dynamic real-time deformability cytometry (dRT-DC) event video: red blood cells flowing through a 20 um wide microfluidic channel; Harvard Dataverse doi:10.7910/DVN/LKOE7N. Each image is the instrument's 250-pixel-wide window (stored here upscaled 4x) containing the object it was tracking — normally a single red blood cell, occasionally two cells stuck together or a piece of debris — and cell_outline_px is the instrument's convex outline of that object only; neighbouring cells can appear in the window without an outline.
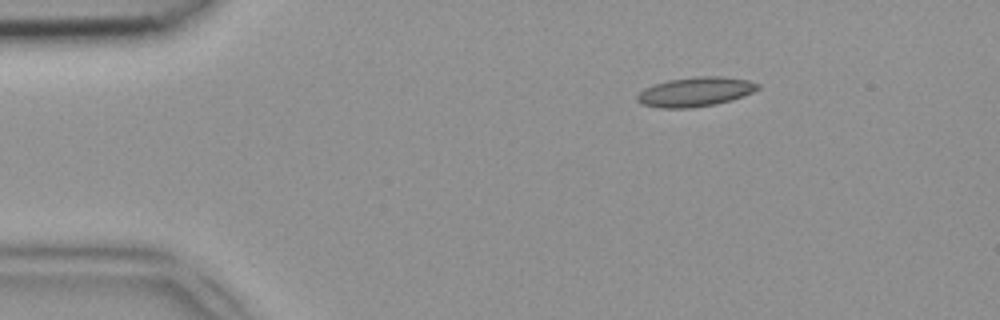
{"species": "common noctule bat (a hibernating species)", "species_latin": "Nyctalus noctula", "temperature_condition": "room temperature", "stored_images_in_passage": 41, "camera_frame_rate_fps": 3000, "um_per_image_px": 0.085, "animal": {"sex": "female", "body_mass_g": 18.4}, "frame": {"image": 1, "passage_image": 1, "time_ms": 0.0, "image_size_px": [1000, 320], "cell_outline_px": [[760, 88], [752, 92], [732, 100], [716, 104], [692, 108], [660, 108], [640, 104], [636, 100], [636, 96], [644, 88], [668, 80], [692, 76], [724, 76], [748, 80], [760, 84]], "centroid_in_image_um": [59.1, 7.8], "position_along_channel_um": 25.9, "area_um2": 20.87}}
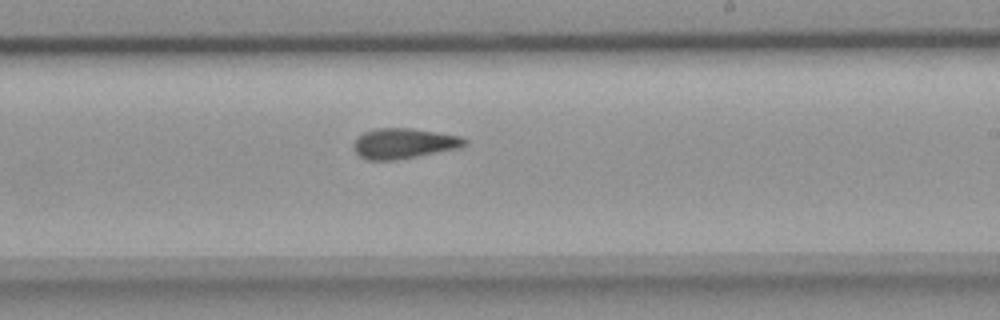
{"frame": {"image": 2, "passage_image": 22, "time_ms": 7.0, "image_size_px": [1000, 320], "cell_outline_px": [[468, 144], [460, 148], [396, 160], [364, 160], [352, 148], [352, 144], [356, 136], [364, 132], [376, 128], [412, 128], [460, 136], [468, 140]], "centroid_in_image_um": [34.3, 12.19], "position_along_channel_um": 254.7, "area_um2": 19.88}}
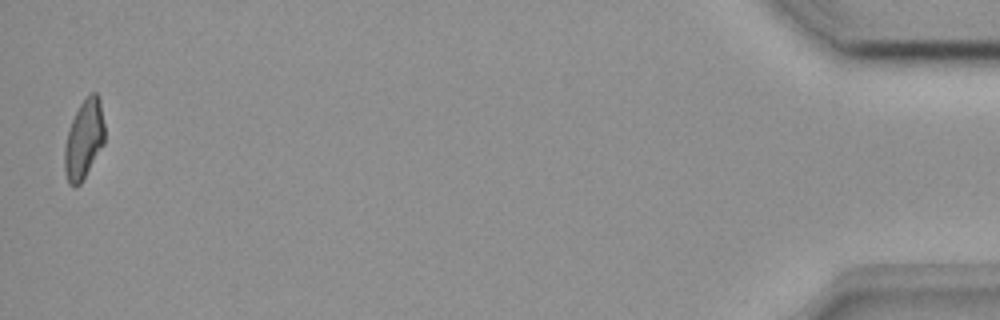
{"frame": {"image": 3, "passage_image": 41, "time_ms": 13.333, "image_size_px": [1000, 320], "cell_outline_px": [[104, 144], [80, 184], [68, 184], [64, 172], [64, 144], [68, 128], [80, 104], [92, 92], [96, 92], [100, 100], [104, 124]], "centroid_in_image_um": [7.12, 11.85], "position_along_channel_um": 428.1, "area_um2": 18.38}}